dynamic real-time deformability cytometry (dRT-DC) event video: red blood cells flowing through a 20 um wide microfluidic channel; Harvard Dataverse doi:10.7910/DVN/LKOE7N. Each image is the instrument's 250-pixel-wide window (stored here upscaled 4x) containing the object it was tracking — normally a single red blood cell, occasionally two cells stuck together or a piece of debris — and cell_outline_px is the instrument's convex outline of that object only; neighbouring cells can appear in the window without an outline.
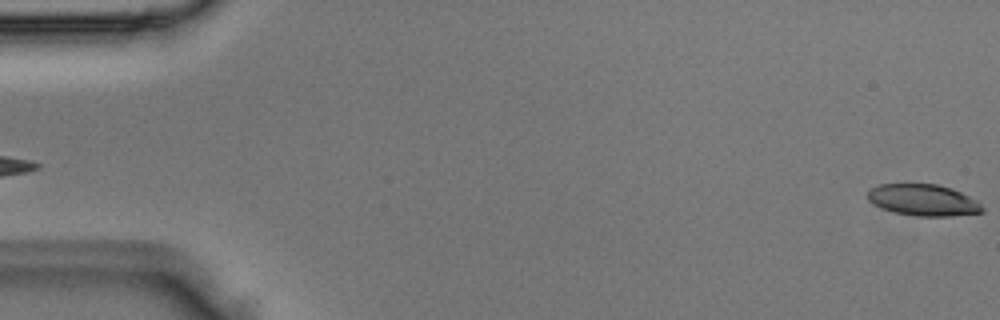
{"species": "Egyptian fruit bat (a non-hibernating species)", "species_latin": "Rousettus aegyptiacus", "temperature_condition": "room temperature", "stored_images_in_passage": 4, "segment_of_instrument_passage": [2, 2], "camera_frame_rate_fps": 3000, "um_per_image_px": 0.085, "animal": {"sex": "male"}, "frame": {"image": 1, "passage_image": 4, "time_ms": 1.0, "image_size_px": [1000, 320], "cell_outline_px": [[984, 212], [952, 216], [920, 216], [892, 212], [872, 204], [864, 196], [868, 188], [876, 184], [936, 184], [952, 188], [976, 200], [984, 208]], "centroid_in_image_um": [78.4, 17.0], "position_along_channel_um": 6.6, "area_um2": 21.33}}